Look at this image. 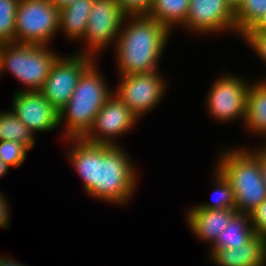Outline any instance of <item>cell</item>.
Returning <instances> with one entry per match:
<instances>
[{
	"label": "cell",
	"mask_w": 266,
	"mask_h": 266,
	"mask_svg": "<svg viewBox=\"0 0 266 266\" xmlns=\"http://www.w3.org/2000/svg\"><path fill=\"white\" fill-rule=\"evenodd\" d=\"M68 140L72 141L67 152L69 161L83 181L87 194L115 205L129 203L138 185V175L127 151L120 145Z\"/></svg>",
	"instance_id": "6da1fadb"
},
{
	"label": "cell",
	"mask_w": 266,
	"mask_h": 266,
	"mask_svg": "<svg viewBox=\"0 0 266 266\" xmlns=\"http://www.w3.org/2000/svg\"><path fill=\"white\" fill-rule=\"evenodd\" d=\"M127 19V20H126ZM127 21V22H126ZM171 31L147 15L126 16L115 45L120 76L157 71Z\"/></svg>",
	"instance_id": "7a4b0ae2"
},
{
	"label": "cell",
	"mask_w": 266,
	"mask_h": 266,
	"mask_svg": "<svg viewBox=\"0 0 266 266\" xmlns=\"http://www.w3.org/2000/svg\"><path fill=\"white\" fill-rule=\"evenodd\" d=\"M95 63L82 73L71 98L59 112V123H65L64 139H83L91 130L96 114L114 91L106 84Z\"/></svg>",
	"instance_id": "3957f363"
},
{
	"label": "cell",
	"mask_w": 266,
	"mask_h": 266,
	"mask_svg": "<svg viewBox=\"0 0 266 266\" xmlns=\"http://www.w3.org/2000/svg\"><path fill=\"white\" fill-rule=\"evenodd\" d=\"M241 148L223 149L215 167L231 185L236 211L250 214L266 200V183L257 158L247 148Z\"/></svg>",
	"instance_id": "277c9868"
},
{
	"label": "cell",
	"mask_w": 266,
	"mask_h": 266,
	"mask_svg": "<svg viewBox=\"0 0 266 266\" xmlns=\"http://www.w3.org/2000/svg\"><path fill=\"white\" fill-rule=\"evenodd\" d=\"M50 46L4 43L0 76L9 71L23 84L24 91H40L56 59L60 56ZM5 70V71H4Z\"/></svg>",
	"instance_id": "5b68a950"
},
{
	"label": "cell",
	"mask_w": 266,
	"mask_h": 266,
	"mask_svg": "<svg viewBox=\"0 0 266 266\" xmlns=\"http://www.w3.org/2000/svg\"><path fill=\"white\" fill-rule=\"evenodd\" d=\"M59 31V8L50 0H19L15 17L16 43L45 45Z\"/></svg>",
	"instance_id": "8992f818"
},
{
	"label": "cell",
	"mask_w": 266,
	"mask_h": 266,
	"mask_svg": "<svg viewBox=\"0 0 266 266\" xmlns=\"http://www.w3.org/2000/svg\"><path fill=\"white\" fill-rule=\"evenodd\" d=\"M125 17L116 0H94L83 39L85 49L78 53L96 58L107 45L116 43Z\"/></svg>",
	"instance_id": "52a82bcc"
},
{
	"label": "cell",
	"mask_w": 266,
	"mask_h": 266,
	"mask_svg": "<svg viewBox=\"0 0 266 266\" xmlns=\"http://www.w3.org/2000/svg\"><path fill=\"white\" fill-rule=\"evenodd\" d=\"M96 59L89 55L73 53L59 56L54 62L40 92L60 112L71 98L82 73Z\"/></svg>",
	"instance_id": "ba28073f"
},
{
	"label": "cell",
	"mask_w": 266,
	"mask_h": 266,
	"mask_svg": "<svg viewBox=\"0 0 266 266\" xmlns=\"http://www.w3.org/2000/svg\"><path fill=\"white\" fill-rule=\"evenodd\" d=\"M230 74V75H229ZM249 82L231 73L217 78L206 97L207 111L219 122L245 120Z\"/></svg>",
	"instance_id": "9c48e42d"
},
{
	"label": "cell",
	"mask_w": 266,
	"mask_h": 266,
	"mask_svg": "<svg viewBox=\"0 0 266 266\" xmlns=\"http://www.w3.org/2000/svg\"><path fill=\"white\" fill-rule=\"evenodd\" d=\"M162 76L159 70L120 76L113 93L140 119L162 101L166 90V81Z\"/></svg>",
	"instance_id": "30bf717a"
},
{
	"label": "cell",
	"mask_w": 266,
	"mask_h": 266,
	"mask_svg": "<svg viewBox=\"0 0 266 266\" xmlns=\"http://www.w3.org/2000/svg\"><path fill=\"white\" fill-rule=\"evenodd\" d=\"M138 120L129 107L112 93L96 114L91 130L83 139L95 144L120 145L115 139L130 131Z\"/></svg>",
	"instance_id": "8fae6325"
},
{
	"label": "cell",
	"mask_w": 266,
	"mask_h": 266,
	"mask_svg": "<svg viewBox=\"0 0 266 266\" xmlns=\"http://www.w3.org/2000/svg\"><path fill=\"white\" fill-rule=\"evenodd\" d=\"M183 29L194 34L236 33L235 12L225 0H190Z\"/></svg>",
	"instance_id": "7c38bea8"
},
{
	"label": "cell",
	"mask_w": 266,
	"mask_h": 266,
	"mask_svg": "<svg viewBox=\"0 0 266 266\" xmlns=\"http://www.w3.org/2000/svg\"><path fill=\"white\" fill-rule=\"evenodd\" d=\"M12 98L11 110L33 134L50 132L61 126L59 112L40 91L17 90Z\"/></svg>",
	"instance_id": "4fadbf2b"
},
{
	"label": "cell",
	"mask_w": 266,
	"mask_h": 266,
	"mask_svg": "<svg viewBox=\"0 0 266 266\" xmlns=\"http://www.w3.org/2000/svg\"><path fill=\"white\" fill-rule=\"evenodd\" d=\"M187 212L186 220L192 233L199 240L208 242L210 247L237 213L236 209H203L197 205Z\"/></svg>",
	"instance_id": "5bb4252c"
},
{
	"label": "cell",
	"mask_w": 266,
	"mask_h": 266,
	"mask_svg": "<svg viewBox=\"0 0 266 266\" xmlns=\"http://www.w3.org/2000/svg\"><path fill=\"white\" fill-rule=\"evenodd\" d=\"M209 250L208 258L217 266H266V241L258 235L238 248Z\"/></svg>",
	"instance_id": "9a60e30c"
},
{
	"label": "cell",
	"mask_w": 266,
	"mask_h": 266,
	"mask_svg": "<svg viewBox=\"0 0 266 266\" xmlns=\"http://www.w3.org/2000/svg\"><path fill=\"white\" fill-rule=\"evenodd\" d=\"M94 0H76L59 9V30L71 40H82L87 31L89 14Z\"/></svg>",
	"instance_id": "2e32d148"
},
{
	"label": "cell",
	"mask_w": 266,
	"mask_h": 266,
	"mask_svg": "<svg viewBox=\"0 0 266 266\" xmlns=\"http://www.w3.org/2000/svg\"><path fill=\"white\" fill-rule=\"evenodd\" d=\"M244 125L250 133L266 137V79L248 87Z\"/></svg>",
	"instance_id": "e0dca14e"
},
{
	"label": "cell",
	"mask_w": 266,
	"mask_h": 266,
	"mask_svg": "<svg viewBox=\"0 0 266 266\" xmlns=\"http://www.w3.org/2000/svg\"><path fill=\"white\" fill-rule=\"evenodd\" d=\"M250 215L237 212L210 249L238 248L254 236Z\"/></svg>",
	"instance_id": "ac0fdd59"
},
{
	"label": "cell",
	"mask_w": 266,
	"mask_h": 266,
	"mask_svg": "<svg viewBox=\"0 0 266 266\" xmlns=\"http://www.w3.org/2000/svg\"><path fill=\"white\" fill-rule=\"evenodd\" d=\"M190 0H153L148 17L165 25L170 31L182 26L189 12Z\"/></svg>",
	"instance_id": "d6986e66"
},
{
	"label": "cell",
	"mask_w": 266,
	"mask_h": 266,
	"mask_svg": "<svg viewBox=\"0 0 266 266\" xmlns=\"http://www.w3.org/2000/svg\"><path fill=\"white\" fill-rule=\"evenodd\" d=\"M16 141L30 150L35 145L34 134L19 120L12 110L0 112V141Z\"/></svg>",
	"instance_id": "ffe728a7"
},
{
	"label": "cell",
	"mask_w": 266,
	"mask_h": 266,
	"mask_svg": "<svg viewBox=\"0 0 266 266\" xmlns=\"http://www.w3.org/2000/svg\"><path fill=\"white\" fill-rule=\"evenodd\" d=\"M215 188L212 202L205 204H198L199 208L203 209H235L234 192L231 185L223 174L215 167L214 172Z\"/></svg>",
	"instance_id": "44dd1931"
},
{
	"label": "cell",
	"mask_w": 266,
	"mask_h": 266,
	"mask_svg": "<svg viewBox=\"0 0 266 266\" xmlns=\"http://www.w3.org/2000/svg\"><path fill=\"white\" fill-rule=\"evenodd\" d=\"M265 11L266 0H244L235 11L237 36H241Z\"/></svg>",
	"instance_id": "7402d4cb"
},
{
	"label": "cell",
	"mask_w": 266,
	"mask_h": 266,
	"mask_svg": "<svg viewBox=\"0 0 266 266\" xmlns=\"http://www.w3.org/2000/svg\"><path fill=\"white\" fill-rule=\"evenodd\" d=\"M19 0H0V42L16 43L15 17Z\"/></svg>",
	"instance_id": "603a6c76"
},
{
	"label": "cell",
	"mask_w": 266,
	"mask_h": 266,
	"mask_svg": "<svg viewBox=\"0 0 266 266\" xmlns=\"http://www.w3.org/2000/svg\"><path fill=\"white\" fill-rule=\"evenodd\" d=\"M30 149L16 141H0V159L10 168L19 167L27 157Z\"/></svg>",
	"instance_id": "cb8c5ba5"
},
{
	"label": "cell",
	"mask_w": 266,
	"mask_h": 266,
	"mask_svg": "<svg viewBox=\"0 0 266 266\" xmlns=\"http://www.w3.org/2000/svg\"><path fill=\"white\" fill-rule=\"evenodd\" d=\"M126 16L148 15L153 0H116Z\"/></svg>",
	"instance_id": "d4e9b609"
},
{
	"label": "cell",
	"mask_w": 266,
	"mask_h": 266,
	"mask_svg": "<svg viewBox=\"0 0 266 266\" xmlns=\"http://www.w3.org/2000/svg\"><path fill=\"white\" fill-rule=\"evenodd\" d=\"M249 215L254 234L266 241V200L261 202Z\"/></svg>",
	"instance_id": "484cf974"
},
{
	"label": "cell",
	"mask_w": 266,
	"mask_h": 266,
	"mask_svg": "<svg viewBox=\"0 0 266 266\" xmlns=\"http://www.w3.org/2000/svg\"><path fill=\"white\" fill-rule=\"evenodd\" d=\"M240 37L246 41L250 49L265 63L266 66V34H242Z\"/></svg>",
	"instance_id": "4316f807"
},
{
	"label": "cell",
	"mask_w": 266,
	"mask_h": 266,
	"mask_svg": "<svg viewBox=\"0 0 266 266\" xmlns=\"http://www.w3.org/2000/svg\"><path fill=\"white\" fill-rule=\"evenodd\" d=\"M10 203L7 198L0 192V228H6L10 225Z\"/></svg>",
	"instance_id": "83f0119b"
},
{
	"label": "cell",
	"mask_w": 266,
	"mask_h": 266,
	"mask_svg": "<svg viewBox=\"0 0 266 266\" xmlns=\"http://www.w3.org/2000/svg\"><path fill=\"white\" fill-rule=\"evenodd\" d=\"M243 34H266V11Z\"/></svg>",
	"instance_id": "f1b7e54d"
},
{
	"label": "cell",
	"mask_w": 266,
	"mask_h": 266,
	"mask_svg": "<svg viewBox=\"0 0 266 266\" xmlns=\"http://www.w3.org/2000/svg\"><path fill=\"white\" fill-rule=\"evenodd\" d=\"M258 160L259 165L261 167V172L263 175V179L266 183V145H262V147L255 148V150L248 149Z\"/></svg>",
	"instance_id": "f546056e"
},
{
	"label": "cell",
	"mask_w": 266,
	"mask_h": 266,
	"mask_svg": "<svg viewBox=\"0 0 266 266\" xmlns=\"http://www.w3.org/2000/svg\"><path fill=\"white\" fill-rule=\"evenodd\" d=\"M0 266H26L24 264H21L19 261L17 262L15 259L8 257H3L0 254Z\"/></svg>",
	"instance_id": "4dcf8cb0"
},
{
	"label": "cell",
	"mask_w": 266,
	"mask_h": 266,
	"mask_svg": "<svg viewBox=\"0 0 266 266\" xmlns=\"http://www.w3.org/2000/svg\"><path fill=\"white\" fill-rule=\"evenodd\" d=\"M76 0H50L52 4H54L57 8L62 9L72 3H74Z\"/></svg>",
	"instance_id": "1f68e13d"
},
{
	"label": "cell",
	"mask_w": 266,
	"mask_h": 266,
	"mask_svg": "<svg viewBox=\"0 0 266 266\" xmlns=\"http://www.w3.org/2000/svg\"><path fill=\"white\" fill-rule=\"evenodd\" d=\"M226 3L231 7V9L235 12L244 0H225Z\"/></svg>",
	"instance_id": "d6a6232c"
},
{
	"label": "cell",
	"mask_w": 266,
	"mask_h": 266,
	"mask_svg": "<svg viewBox=\"0 0 266 266\" xmlns=\"http://www.w3.org/2000/svg\"><path fill=\"white\" fill-rule=\"evenodd\" d=\"M7 171H9V167L0 159V177L6 175Z\"/></svg>",
	"instance_id": "836d02e7"
},
{
	"label": "cell",
	"mask_w": 266,
	"mask_h": 266,
	"mask_svg": "<svg viewBox=\"0 0 266 266\" xmlns=\"http://www.w3.org/2000/svg\"><path fill=\"white\" fill-rule=\"evenodd\" d=\"M3 45H4V43L0 42V66H1V52H2V49H3Z\"/></svg>",
	"instance_id": "e575fe53"
}]
</instances>
